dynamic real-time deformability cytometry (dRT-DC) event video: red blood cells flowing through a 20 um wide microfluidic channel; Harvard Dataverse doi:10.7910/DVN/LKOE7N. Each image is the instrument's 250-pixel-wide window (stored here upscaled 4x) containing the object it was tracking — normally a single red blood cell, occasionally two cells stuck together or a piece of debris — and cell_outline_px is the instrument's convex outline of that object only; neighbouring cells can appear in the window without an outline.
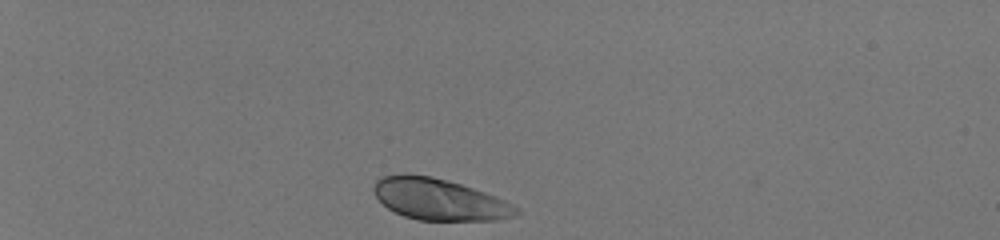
{"species": "human", "species_latin": "Homo sapiens", "temperature_condition": "room temperature", "stored_images_in_passage": 34, "camera_frame_rate_fps": 3000, "um_per_image_px": 0.085, "donor": {"sex": "male"}, "frame": {"image": 1, "passage_image": 1, "time_ms": 0.0, "image_size_px": [1000, 240], "cell_outline_px": [[520, 212], [512, 216], [496, 220], [416, 220], [404, 216], [388, 208], [376, 196], [372, 188], [376, 180], [384, 176], [432, 176], [448, 180], [484, 192], [504, 200], [520, 208]], "centroid_in_image_um": [37.36, 16.97], "position_along_channel_um": 47.6, "area_um2": 33.7}}
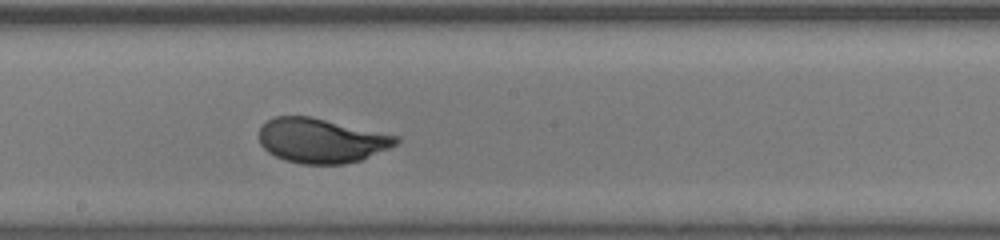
{"frame": {"image": 2, "passage_image": 19, "time_ms": 6.0, "image_size_px": [1000, 240], "cell_outline_px": [[400, 140], [396, 144], [388, 148], [360, 160], [344, 164], [300, 164], [284, 160], [268, 152], [260, 144], [260, 128], [268, 120], [276, 116], [312, 116], [400, 136]], "centroid_in_image_um": [27.32, 11.94], "position_along_channel_um": 220.9, "area_um2": 35.6}}
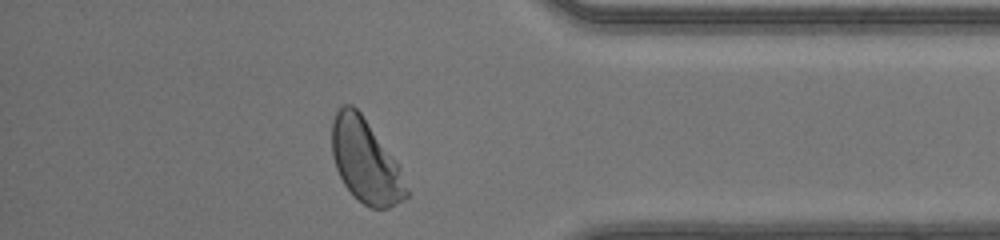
{"frame": {"image": 3, "passage_image": 33, "time_ms": 10.667, "image_size_px": [1000, 240], "cell_outline_px": [[408, 196], [396, 204], [388, 208], [372, 208], [364, 204], [344, 184], [336, 168], [332, 156], [332, 120], [336, 112], [344, 104], [352, 104], [360, 112], [400, 164], [408, 192]], "centroid_in_image_um": [31.08, 13.67], "position_along_channel_um": 404.1, "area_um2": 36.07}, "authors_computed_cell_mechanics": {"area_um2": 35.0846, "velocity_mm_per_s": 4.1402, "shape_relaxation_time_tau1_ms": 2.2157, "shape_relaxation_time_tau2_ms": null, "deformation_change_tau1": 0.1547, "deformation_change_tau2": null}}